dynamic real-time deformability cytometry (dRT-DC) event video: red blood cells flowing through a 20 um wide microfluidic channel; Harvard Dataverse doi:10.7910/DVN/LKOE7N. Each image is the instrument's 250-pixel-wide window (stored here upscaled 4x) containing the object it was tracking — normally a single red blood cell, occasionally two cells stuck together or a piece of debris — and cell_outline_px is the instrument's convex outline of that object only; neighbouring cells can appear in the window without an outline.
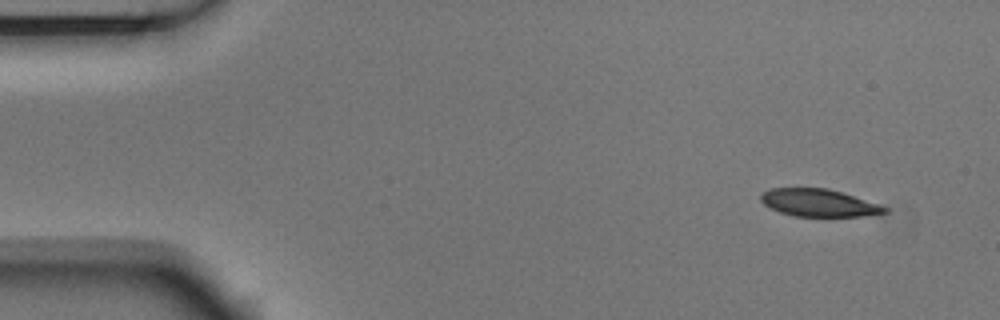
{"species": "Egyptian fruit bat (a non-hibernating species)", "species_latin": "Rousettus aegyptiacus", "temperature_condition": "room temperature", "stored_images_in_passage": 4, "camera_frame_rate_fps": 3000, "um_per_image_px": 0.085, "animal": {"sex": "male"}, "frame": {"image": 1, "passage_image": 1, "time_ms": 0.0, "image_size_px": [1000, 320], "cell_outline_px": [[888, 212], [864, 216], [796, 216], [780, 212], [764, 204], [760, 200], [760, 192], [772, 188], [828, 188], [880, 204], [888, 208]], "centroid_in_image_um": [69.59, 17.23], "position_along_channel_um": 15.4, "area_um2": 19.77}}
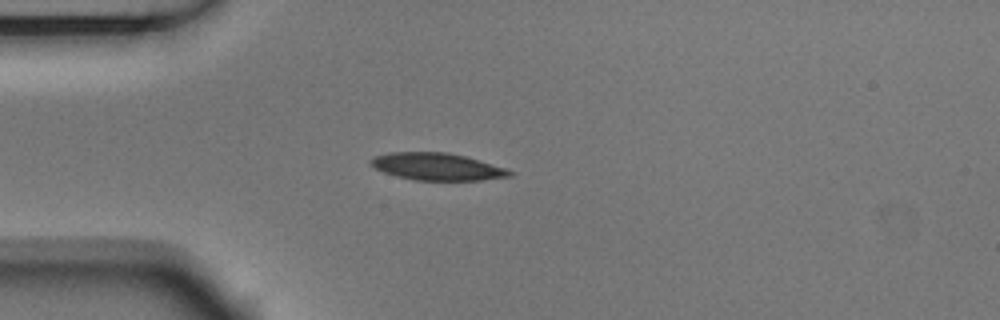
{"frame": {"image": 2, "passage_image": 4, "time_ms": 1.0, "image_size_px": [1000, 320], "cell_outline_px": [[512, 176], [480, 180], [412, 180], [396, 176], [384, 172], [376, 168], [372, 164], [372, 160], [376, 156], [388, 152], [448, 152], [464, 156], [504, 168], [512, 172]], "centroid_in_image_um": [37.14, 14.17], "position_along_channel_um": 47.9, "area_um2": 21.62}}